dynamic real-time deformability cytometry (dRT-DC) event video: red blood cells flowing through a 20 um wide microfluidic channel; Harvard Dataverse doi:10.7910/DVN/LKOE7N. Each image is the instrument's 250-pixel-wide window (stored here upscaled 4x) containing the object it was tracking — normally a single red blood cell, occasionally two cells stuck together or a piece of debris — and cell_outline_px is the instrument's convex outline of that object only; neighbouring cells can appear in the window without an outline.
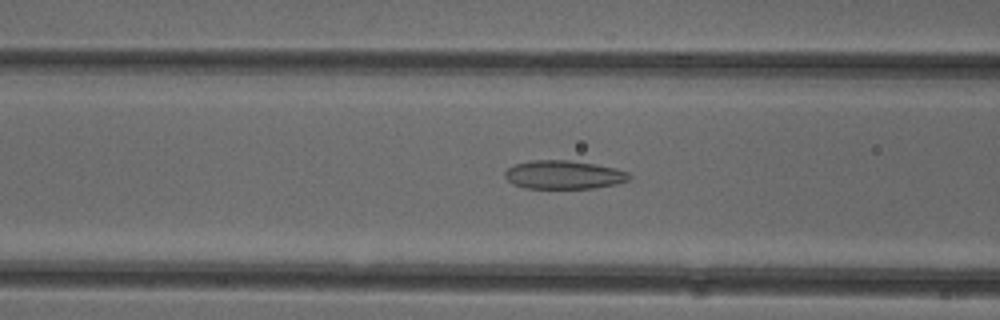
{"species": "common noctule bat (a hibernating species)", "species_latin": "Nyctalus noctula", "temperature_condition": "cold", "stored_images_in_passage": 49, "camera_frame_rate_fps": 3000, "um_per_image_px": 0.085, "animal": {"sex": "female"}, "frame": {"image": 1, "passage_image": 18, "time_ms": 5.667, "image_size_px": [1000, 320], "cell_outline_px": [[632, 176], [628, 180], [616, 184], [592, 188], [524, 188], [512, 184], [504, 176], [504, 172], [508, 168], [516, 164], [532, 160], [568, 160], [596, 164], [616, 168], [628, 172]], "centroid_in_image_um": [47.92, 14.85], "position_along_channel_um": 118.7, "area_um2": 20.69}}
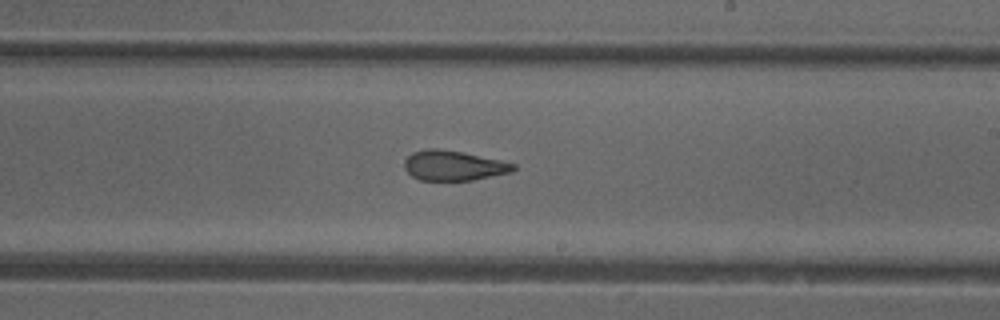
{"frame": {"image": 2, "passage_image": 28, "time_ms": 9.0, "image_size_px": [1000, 320], "cell_outline_px": [[516, 168], [512, 172], [472, 180], [420, 180], [412, 176], [404, 168], [404, 160], [412, 152], [424, 148], [436, 148], [464, 152], [500, 160], [516, 164]], "centroid_in_image_um": [38.54, 14.06], "position_along_channel_um": 250.5, "area_um2": 19.13}}
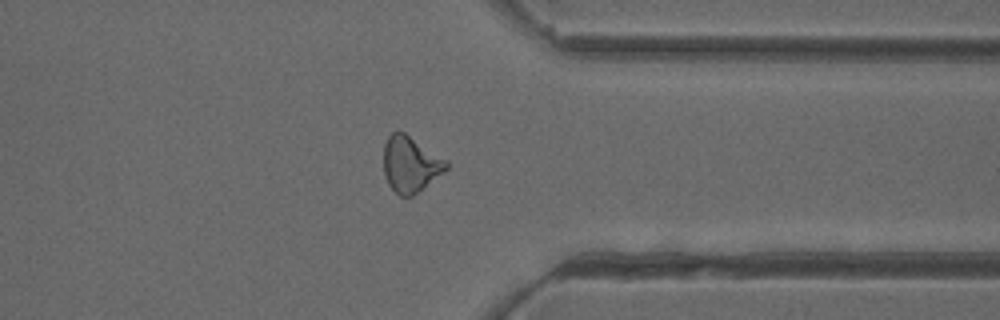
{"frame": {"image": 3, "passage_image": 38, "time_ms": 12.333, "image_size_px": [1000, 320], "cell_outline_px": [[448, 168], [444, 172], [412, 196], [400, 196], [388, 184], [384, 176], [384, 144], [388, 136], [392, 132], [404, 132], [448, 160]], "centroid_in_image_um": [34.89, 13.95], "position_along_channel_um": 376.5, "area_um2": 20.35}, "authors_computed_cell_mechanics": {"area_um2": 20.6346, "velocity_mm_per_s": 3.9473, "shape_relaxation_time_tau1_ms": null, "shape_relaxation_time_tau2_ms": 2.2884, "deformation_change_tau1": null, "deformation_change_tau2": 0.105}}